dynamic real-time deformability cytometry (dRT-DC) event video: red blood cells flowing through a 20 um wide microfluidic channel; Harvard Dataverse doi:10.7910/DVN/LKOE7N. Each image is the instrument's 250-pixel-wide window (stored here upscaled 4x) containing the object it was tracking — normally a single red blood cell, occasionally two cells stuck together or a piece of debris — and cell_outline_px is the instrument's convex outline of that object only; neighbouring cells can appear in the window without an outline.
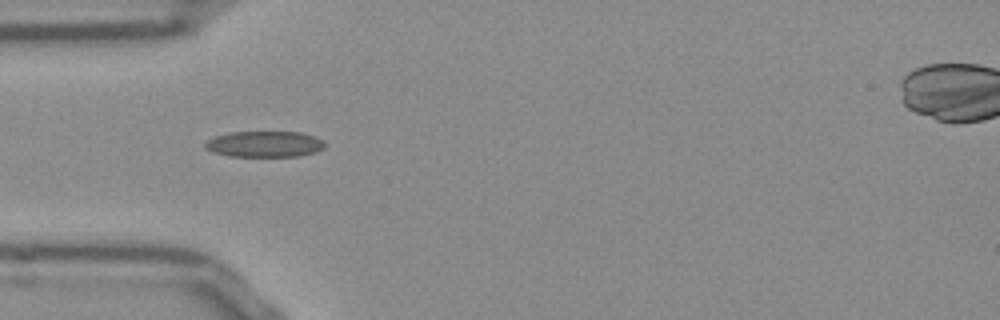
{"species": "Egyptian fruit bat (a non-hibernating species)", "species_latin": "Rousettus aegyptiacus", "temperature_condition": "room temperature", "stored_images_in_passage": 12, "camera_frame_rate_fps": 3000, "um_per_image_px": 0.085, "frame": {"image": 1, "passage_image": 6, "time_ms": 1.667, "image_size_px": [1000, 320], "cell_outline_px": [[324, 148], [316, 152], [300, 156], [228, 156], [212, 152], [204, 148], [204, 144], [208, 140], [216, 136], [228, 132], [300, 132], [316, 136], [324, 140]], "centroid_in_image_um": [22.5, 12.25], "position_along_channel_um": 62.5, "area_um2": 18.26}}
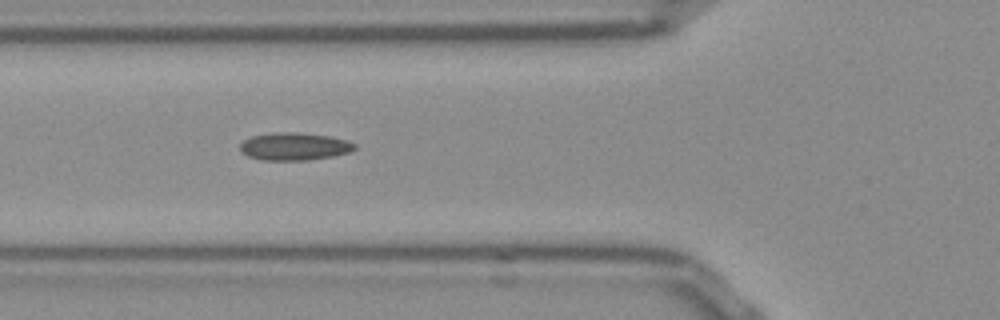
{"frame": {"image": 2, "passage_image": 9, "time_ms": 2.667, "image_size_px": [1000, 320], "cell_outline_px": [[356, 148], [348, 152], [332, 156], [308, 160], [264, 160], [248, 156], [240, 148], [240, 144], [244, 140], [252, 136], [272, 132], [300, 132], [332, 136], [348, 140], [356, 144]], "centroid_in_image_um": [25.05, 12.43], "position_along_channel_um": 100.8, "area_um2": 18.5}}